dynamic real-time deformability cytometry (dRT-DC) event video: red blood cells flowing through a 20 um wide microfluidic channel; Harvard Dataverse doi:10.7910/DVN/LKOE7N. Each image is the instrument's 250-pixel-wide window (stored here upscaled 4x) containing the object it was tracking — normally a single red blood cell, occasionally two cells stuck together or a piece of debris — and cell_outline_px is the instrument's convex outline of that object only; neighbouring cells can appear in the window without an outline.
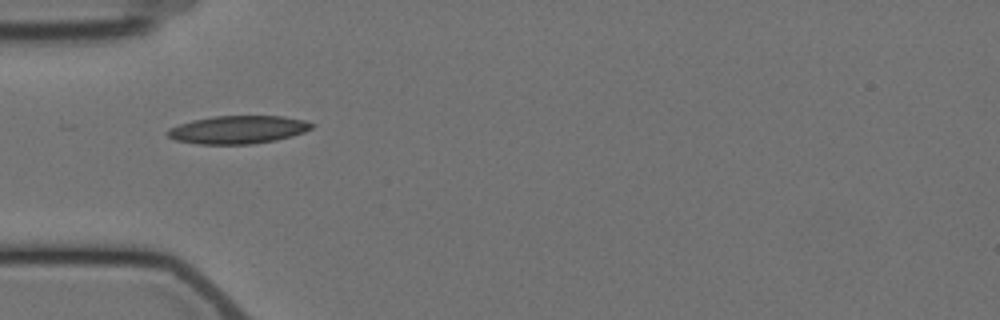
{"species": "Egyptian fruit bat (a non-hibernating species)", "species_latin": "Rousettus aegyptiacus", "temperature_condition": "cold", "stored_images_in_passage": 7, "camera_frame_rate_fps": 3000, "um_per_image_px": 0.085, "animal": {"sex": "female"}, "frame": {"image": 1, "passage_image": 1, "time_ms": 0.0, "image_size_px": [1000, 320], "cell_outline_px": [[316, 124], [312, 128], [304, 132], [292, 136], [276, 140], [252, 144], [200, 144], [176, 140], [168, 136], [164, 132], [168, 128], [192, 120], [216, 116], [284, 116], [304, 120]], "centroid_in_image_um": [20.24, 11.02], "position_along_channel_um": 64.8, "area_um2": 23.58}}
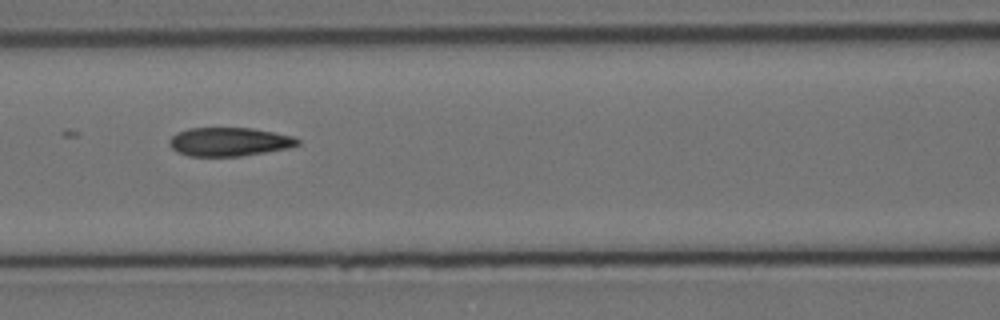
{"frame": {"image": 2, "passage_image": 3, "time_ms": 2.333, "image_size_px": [1000, 320], "cell_outline_px": [[300, 144], [288, 148], [240, 156], [188, 156], [176, 152], [168, 144], [168, 140], [176, 132], [188, 128], [252, 128], [292, 136], [300, 140]], "centroid_in_image_um": [19.43, 12.05], "position_along_channel_um": 147.2, "area_um2": 21.44}}
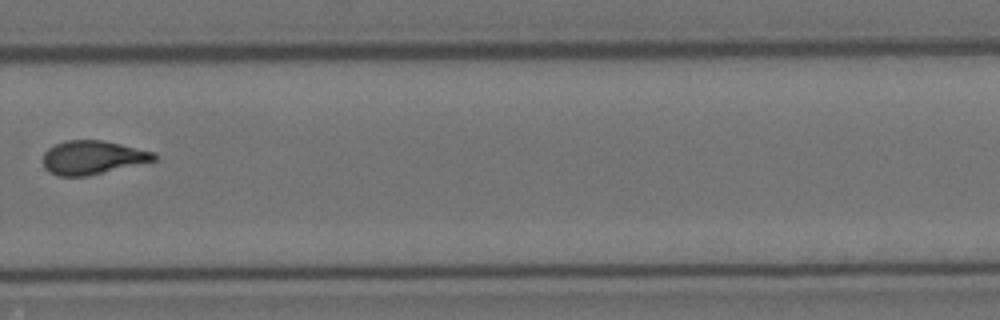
{"frame": {"image": 3, "passage_image": 7, "time_ms": 7.333, "image_size_px": [1000, 320], "cell_outline_px": [[156, 160], [88, 176], [56, 176], [48, 172], [44, 168], [44, 152], [48, 148], [64, 140], [104, 140], [156, 152]], "centroid_in_image_um": [7.86, 13.38], "position_along_channel_um": 321.9, "area_um2": 21.91}}